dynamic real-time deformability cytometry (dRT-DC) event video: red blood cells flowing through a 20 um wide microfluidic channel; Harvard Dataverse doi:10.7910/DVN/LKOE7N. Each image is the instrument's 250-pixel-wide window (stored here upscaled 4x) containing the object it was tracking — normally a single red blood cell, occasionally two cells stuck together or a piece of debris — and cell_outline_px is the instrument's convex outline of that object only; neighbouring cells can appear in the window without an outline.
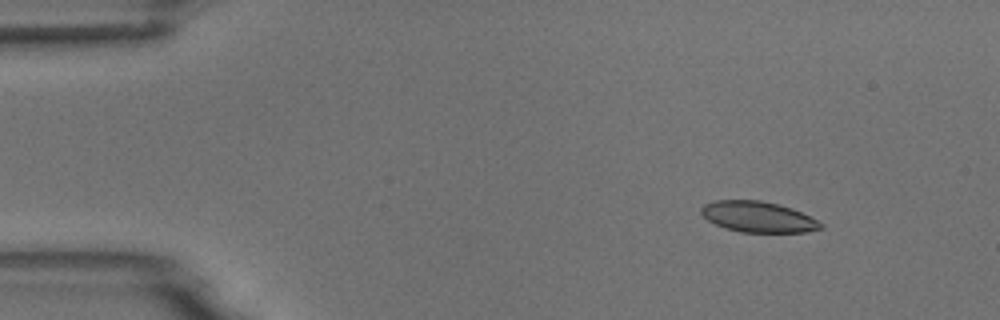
{"species": "common noctule bat (a hibernating species)", "species_latin": "Nyctalus noctula", "temperature_condition": "room temperature", "stored_images_in_passage": 8, "camera_frame_rate_fps": 3000, "um_per_image_px": 0.085, "animal": {"sex": "male", "body_mass_g": 18.8}, "frame": {"image": 1, "passage_image": 2, "time_ms": 1.333, "image_size_px": [1000, 320], "cell_outline_px": [[824, 228], [804, 232], [740, 232], [724, 228], [708, 220], [700, 212], [700, 208], [704, 204], [716, 200], [760, 200], [780, 204], [792, 208], [824, 224]], "centroid_in_image_um": [64.42, 18.43], "position_along_channel_um": 20.6, "area_um2": 21.44}}
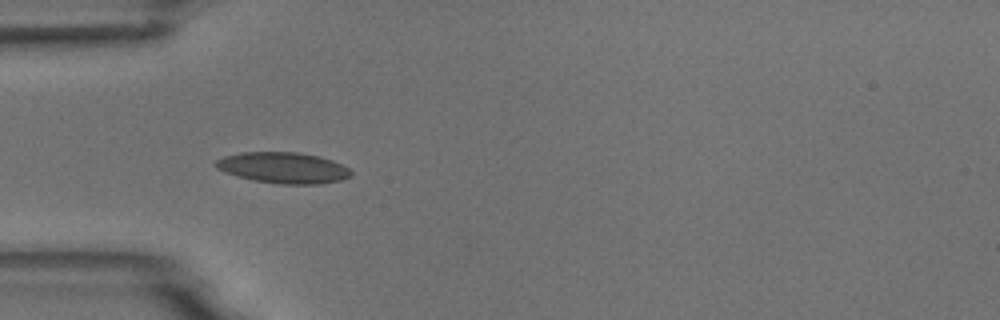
{"frame": {"image": 2, "passage_image": 5, "time_ms": 4.667, "image_size_px": [1000, 320], "cell_outline_px": [[352, 176], [340, 180], [320, 184], [280, 184], [252, 180], [236, 176], [224, 172], [216, 168], [212, 164], [216, 160], [224, 156], [240, 152], [300, 152], [332, 160], [348, 168], [352, 172]], "centroid_in_image_um": [24.03, 14.26], "position_along_channel_um": 61.0, "area_um2": 24.57}}